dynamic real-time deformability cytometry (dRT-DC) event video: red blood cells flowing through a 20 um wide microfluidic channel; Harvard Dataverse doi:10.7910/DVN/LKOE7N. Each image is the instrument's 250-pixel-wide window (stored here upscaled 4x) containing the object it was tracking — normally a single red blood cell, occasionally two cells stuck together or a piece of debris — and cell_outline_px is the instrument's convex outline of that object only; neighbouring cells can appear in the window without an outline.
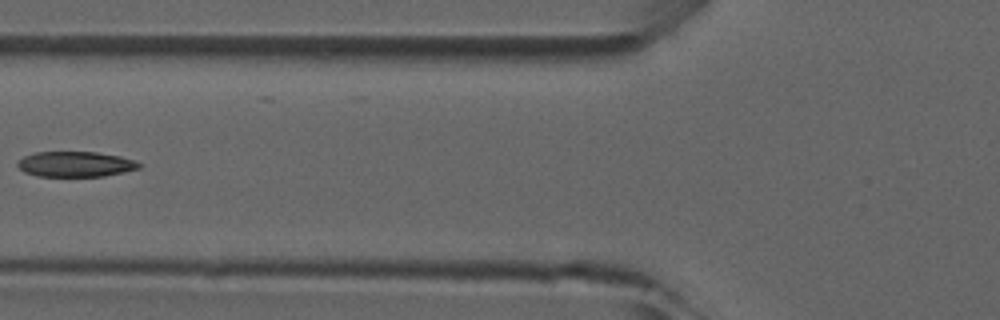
{"species": "common noctule bat (a hibernating species)", "species_latin": "Nyctalus noctula", "temperature_condition": "room temperature", "stored_images_in_passage": 2, "camera_frame_rate_fps": 3000, "um_per_image_px": 0.085, "animal": {"sex": "male", "forearm_length_mm": 52.5}, "frame": {"image": 1, "passage_image": 2, "time_ms": 1.0, "image_size_px": [1000, 320], "cell_outline_px": [[140, 168], [104, 176], [36, 176], [24, 172], [16, 164], [24, 156], [36, 152], [96, 152], [120, 156], [132, 160], [140, 164]], "centroid_in_image_um": [6.38, 13.95], "position_along_channel_um": 119.4, "area_um2": 17.74}}